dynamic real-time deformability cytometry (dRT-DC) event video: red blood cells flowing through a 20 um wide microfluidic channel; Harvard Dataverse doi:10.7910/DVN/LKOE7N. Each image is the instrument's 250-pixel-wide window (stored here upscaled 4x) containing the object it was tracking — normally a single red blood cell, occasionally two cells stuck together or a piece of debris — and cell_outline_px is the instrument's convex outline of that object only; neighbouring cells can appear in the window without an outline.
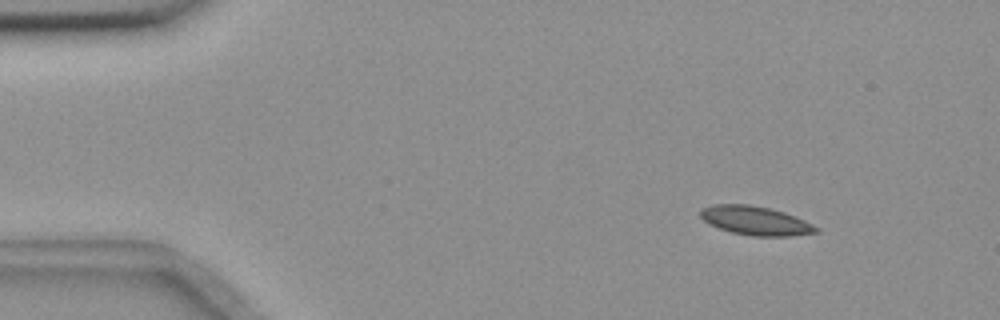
{"species": "common noctule bat (a hibernating species)", "species_latin": "Nyctalus noctula", "temperature_condition": "room temperature", "stored_images_in_passage": 3, "camera_frame_rate_fps": 3000, "um_per_image_px": 0.085, "animal": {"sex": "female", "body_mass_g": 18.4}, "frame": {"image": 1, "passage_image": 1, "time_ms": 0.0, "image_size_px": [1000, 320], "cell_outline_px": [[820, 232], [792, 236], [752, 236], [732, 232], [708, 224], [700, 216], [700, 212], [704, 208], [712, 204], [748, 204], [768, 208], [784, 212], [804, 220], [820, 228]], "centroid_in_image_um": [64.24, 18.76], "position_along_channel_um": 20.8, "area_um2": 19.42}}
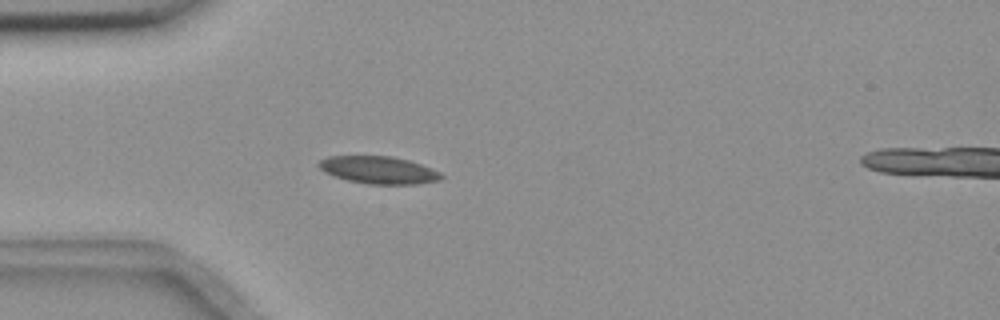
{"frame": {"image": 2, "passage_image": 3, "time_ms": 0.667, "image_size_px": [1000, 320], "cell_outline_px": [[444, 176], [440, 180], [416, 184], [368, 184], [348, 180], [324, 172], [316, 164], [320, 160], [328, 156], [392, 156], [408, 160], [420, 164], [440, 172]], "centroid_in_image_um": [32.17, 14.45], "position_along_channel_um": 52.8, "area_um2": 19.48}}